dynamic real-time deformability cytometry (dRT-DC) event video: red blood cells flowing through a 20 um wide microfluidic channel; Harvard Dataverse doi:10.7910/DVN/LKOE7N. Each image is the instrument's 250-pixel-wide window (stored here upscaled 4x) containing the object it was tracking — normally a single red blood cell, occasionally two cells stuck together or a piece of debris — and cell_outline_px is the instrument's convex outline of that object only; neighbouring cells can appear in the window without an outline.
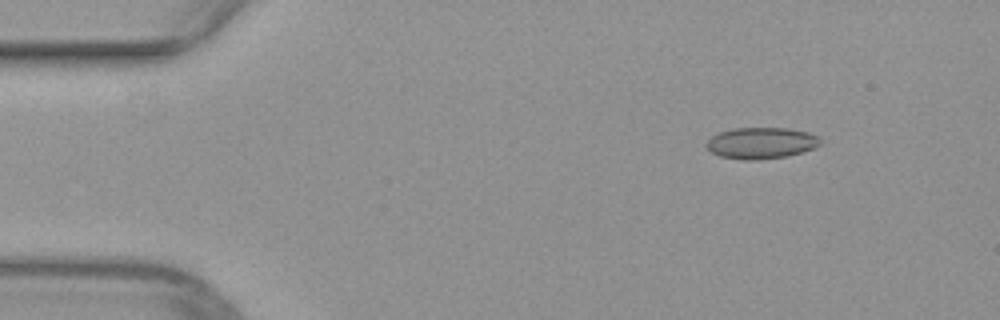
{"species": "common noctule bat (a hibernating species)", "species_latin": "Nyctalus noctula", "temperature_condition": "warm", "stored_images_in_passage": 46, "camera_frame_rate_fps": 3000, "um_per_image_px": 0.085, "animal": {"sex": "female", "body_mass_g": 29.2, "forearm_length_mm": 56.3}, "frame": {"image": 1, "passage_image": 2, "time_ms": 0.333, "image_size_px": [1000, 320], "cell_outline_px": [[820, 144], [816, 148], [788, 156], [756, 160], [744, 160], [720, 156], [712, 152], [704, 144], [712, 136], [720, 132], [732, 128], [788, 128], [808, 132], [816, 136], [820, 140]], "centroid_in_image_um": [64.7, 12.16], "position_along_channel_um": 20.3, "area_um2": 20.81}}
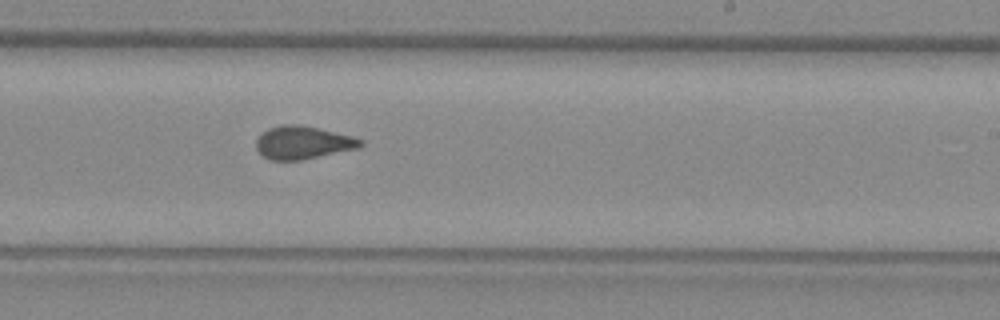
{"frame": {"image": 2, "passage_image": 26, "time_ms": 8.333, "image_size_px": [1000, 320], "cell_outline_px": [[364, 144], [360, 148], [300, 160], [268, 160], [256, 148], [256, 140], [268, 128], [284, 124], [296, 124], [316, 128], [352, 136], [364, 140]], "centroid_in_image_um": [25.77, 12.13], "position_along_channel_um": 263.2, "area_um2": 19.88}}
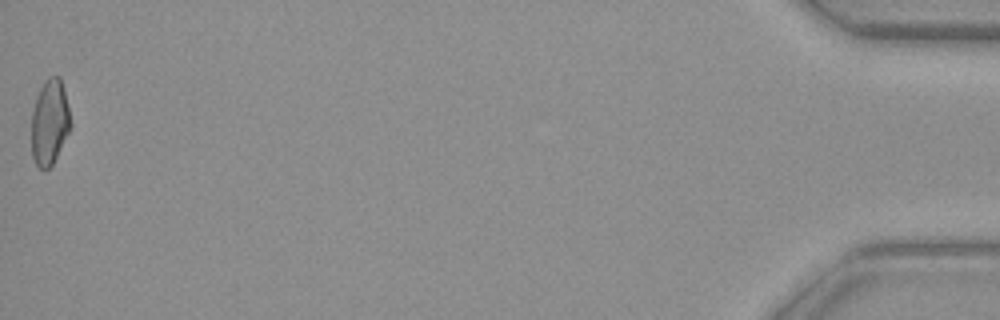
{"frame": {"image": 3, "passage_image": 46, "time_ms": 15.0, "image_size_px": [1000, 320], "cell_outline_px": [[72, 124], [52, 164], [48, 168], [40, 168], [36, 164], [32, 156], [32, 112], [36, 96], [44, 80], [48, 76], [60, 76]], "centroid_in_image_um": [4.2, 10.35], "position_along_channel_um": 431.0, "area_um2": 19.13}}